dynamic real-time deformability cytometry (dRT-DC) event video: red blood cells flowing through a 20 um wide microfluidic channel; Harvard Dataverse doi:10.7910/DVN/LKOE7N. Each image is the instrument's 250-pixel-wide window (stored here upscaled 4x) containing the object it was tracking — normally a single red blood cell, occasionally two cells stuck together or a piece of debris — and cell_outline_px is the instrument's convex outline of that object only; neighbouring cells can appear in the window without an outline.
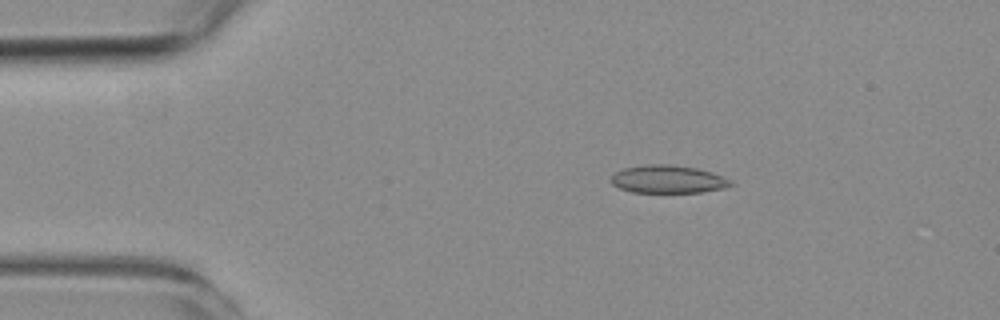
{"species": "common noctule bat (a hibernating species)", "species_latin": "Nyctalus noctula", "temperature_condition": "room temperature", "stored_images_in_passage": 5, "camera_frame_rate_fps": 3000, "um_per_image_px": 0.085, "animal": {"sex": "female", "body_mass_g": 19.3, "forearm_length_mm": 54.1}, "frame": {"image": 1, "passage_image": 3, "time_ms": 2.333, "image_size_px": [1000, 320], "cell_outline_px": [[736, 184], [724, 188], [700, 192], [632, 192], [620, 188], [612, 184], [608, 180], [616, 172], [624, 168], [644, 164], [668, 164], [696, 168], [712, 172], [732, 180]], "centroid_in_image_um": [56.78, 15.23], "position_along_channel_um": 28.2, "area_um2": 19.54}}
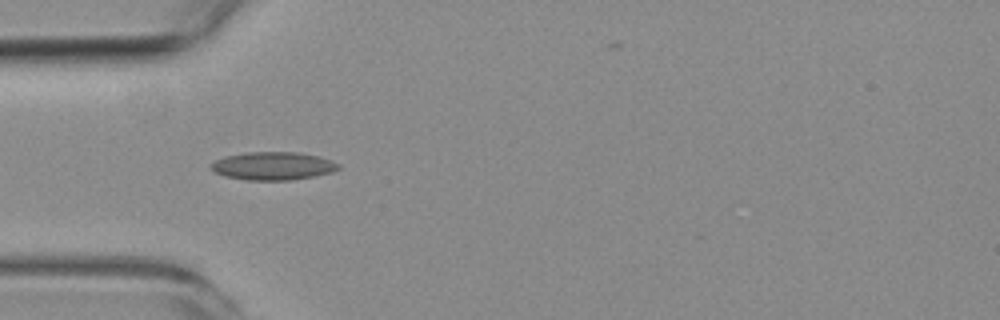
{"frame": {"image": 2, "passage_image": 5, "time_ms": 4.667, "image_size_px": [1000, 320], "cell_outline_px": [[340, 168], [332, 172], [292, 180], [248, 180], [224, 176], [212, 172], [208, 168], [208, 164], [224, 156], [248, 152], [296, 152], [320, 156], [340, 164]], "centroid_in_image_um": [23.15, 14.1], "position_along_channel_um": 61.9, "area_um2": 21.04}}